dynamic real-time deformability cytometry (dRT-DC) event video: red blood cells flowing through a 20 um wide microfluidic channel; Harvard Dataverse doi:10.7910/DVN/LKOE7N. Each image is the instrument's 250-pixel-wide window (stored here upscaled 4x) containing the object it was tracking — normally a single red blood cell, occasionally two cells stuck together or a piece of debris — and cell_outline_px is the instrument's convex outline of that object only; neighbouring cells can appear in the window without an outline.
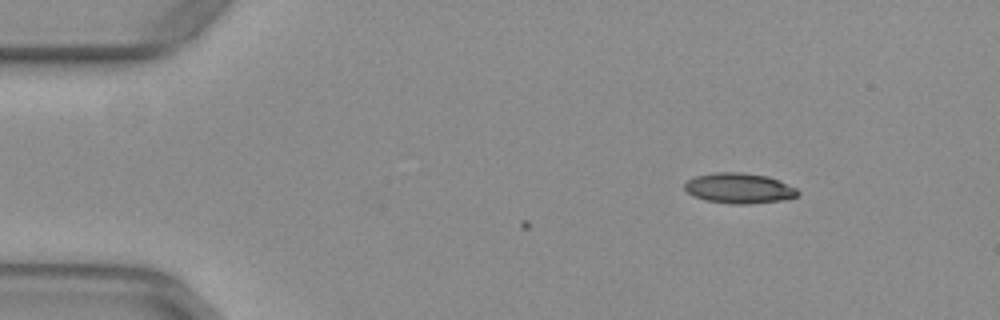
{"species": "common noctule bat (a hibernating species)", "species_latin": "Nyctalus noctula", "temperature_condition": "warm", "stored_images_in_passage": 12, "camera_frame_rate_fps": 3000, "um_per_image_px": 0.085, "animal": {"sex": "female", "body_mass_g": 29.2, "forearm_length_mm": 56.3}, "frame": {"image": 1, "passage_image": 12, "time_ms": 3.667, "image_size_px": [1000, 320], "cell_outline_px": [[800, 192], [796, 196], [784, 200], [748, 204], [732, 204], [704, 200], [692, 196], [684, 188], [684, 184], [688, 180], [696, 176], [716, 172], [744, 172], [768, 176], [796, 188]], "centroid_in_image_um": [62.81, 16.0], "position_along_channel_um": 22.2, "area_um2": 20.06}}